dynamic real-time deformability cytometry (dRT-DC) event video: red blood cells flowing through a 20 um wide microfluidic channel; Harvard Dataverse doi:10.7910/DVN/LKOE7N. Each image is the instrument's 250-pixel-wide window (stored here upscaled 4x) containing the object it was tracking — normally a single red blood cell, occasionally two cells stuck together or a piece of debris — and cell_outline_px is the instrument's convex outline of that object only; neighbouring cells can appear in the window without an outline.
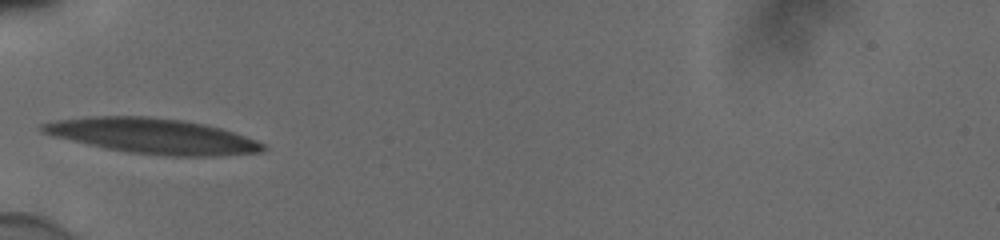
{"species": "human", "species_latin": "Homo sapiens", "temperature_condition": "cold", "stored_images_in_passage": 35, "camera_frame_rate_fps": 3000, "um_per_image_px": 0.085, "donor": {"sex": "male"}, "frame": {"image": 1, "passage_image": 1, "time_ms": 0.0, "image_size_px": [1000, 240], "cell_outline_px": [[268, 148], [264, 152], [220, 156], [164, 156], [128, 152], [104, 148], [52, 136], [40, 132], [36, 128], [40, 124], [52, 120], [88, 116], [148, 116], [184, 120], [204, 124], [220, 128], [256, 140], [264, 144]], "centroid_in_image_um": [12.93, 11.56], "position_along_channel_um": 72.1, "area_um2": 45.84}}
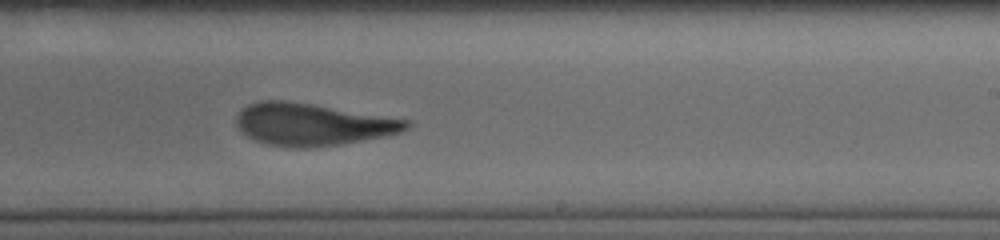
{"frame": {"image": 2, "passage_image": 16, "time_ms": 5.0, "image_size_px": [1000, 240], "cell_outline_px": [[412, 124], [408, 128], [400, 132], [384, 136], [340, 144], [308, 148], [292, 148], [268, 144], [256, 140], [248, 136], [236, 124], [236, 116], [248, 104], [260, 100], [284, 100], [312, 104], [412, 120]], "centroid_in_image_um": [26.58, 10.57], "position_along_channel_um": 262.4, "area_um2": 41.62}}
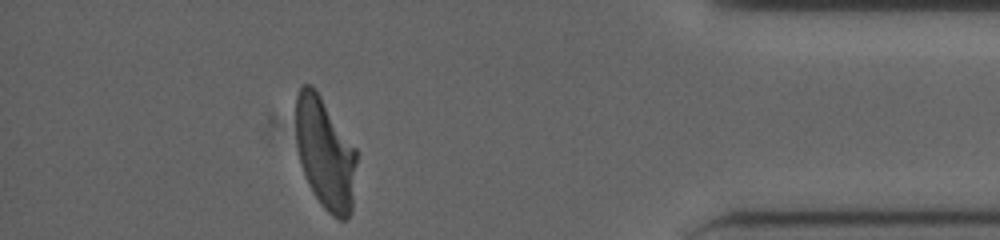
{"frame": {"image": 3, "passage_image": 30, "time_ms": 9.667, "image_size_px": [1000, 240], "cell_outline_px": [[356, 164], [352, 208], [348, 216], [344, 220], [340, 220], [332, 216], [320, 204], [312, 192], [308, 184], [300, 164], [296, 144], [296, 96], [300, 88], [304, 84], [312, 84], [356, 148]], "centroid_in_image_um": [27.62, 13.05], "position_along_channel_um": 407.6, "area_um2": 39.48}, "authors_computed_cell_mechanics": {"area_um2": 41.7316, "velocity_mm_per_s": 3.8505, "shape_relaxation_time_tau1_ms": 6.2283, "shape_relaxation_time_tau2_ms": 1.7683, "deformation_change_tau1": 0.2306, "deformation_change_tau2": 0.0984}}